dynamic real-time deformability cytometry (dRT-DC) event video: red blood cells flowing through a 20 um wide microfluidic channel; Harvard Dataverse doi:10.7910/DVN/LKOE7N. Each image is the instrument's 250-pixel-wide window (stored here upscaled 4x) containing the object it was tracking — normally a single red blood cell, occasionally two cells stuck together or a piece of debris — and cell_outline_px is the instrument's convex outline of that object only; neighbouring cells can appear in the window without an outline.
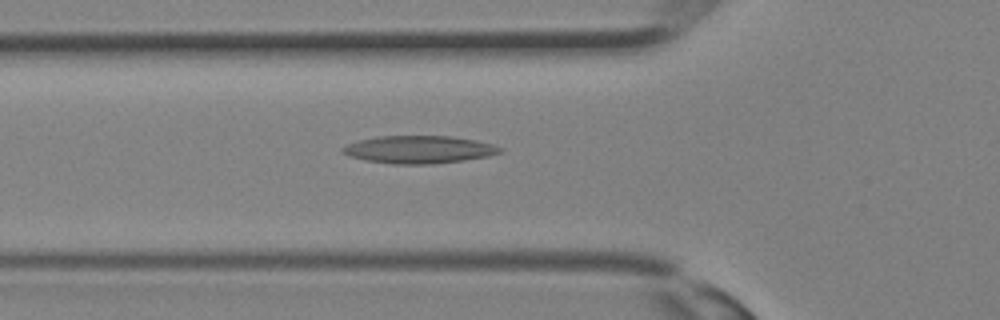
{"species": "Egyptian fruit bat (a non-hibernating species)", "species_latin": "Rousettus aegyptiacus", "temperature_condition": "room temperature", "stored_images_in_passage": 24, "camera_frame_rate_fps": 3000, "um_per_image_px": 0.085, "animal": {"sex": "female"}, "frame": {"image": 1, "passage_image": 3, "time_ms": 0.667, "image_size_px": [1000, 320], "cell_outline_px": [[504, 152], [488, 156], [464, 160], [432, 164], [392, 164], [364, 160], [348, 156], [340, 152], [340, 148], [348, 144], [360, 140], [376, 136], [452, 136], [476, 140], [492, 144], [504, 148]], "centroid_in_image_um": [35.61, 12.71], "position_along_channel_um": 90.2, "area_um2": 25.61}}
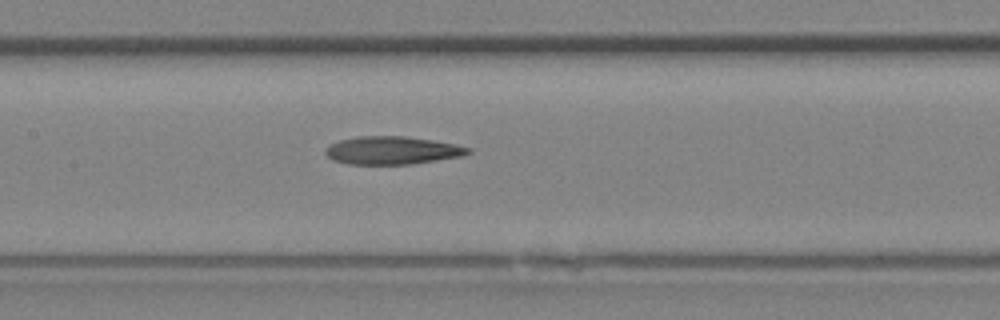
{"frame": {"image": 2, "passage_image": 7, "time_ms": 2.0, "image_size_px": [1000, 320], "cell_outline_px": [[472, 152], [464, 156], [412, 164], [348, 164], [332, 160], [324, 152], [324, 148], [340, 140], [356, 136], [404, 136], [432, 140], [456, 144], [472, 148]], "centroid_in_image_um": [33.36, 12.78], "position_along_channel_um": 174.0, "area_um2": 23.41}}
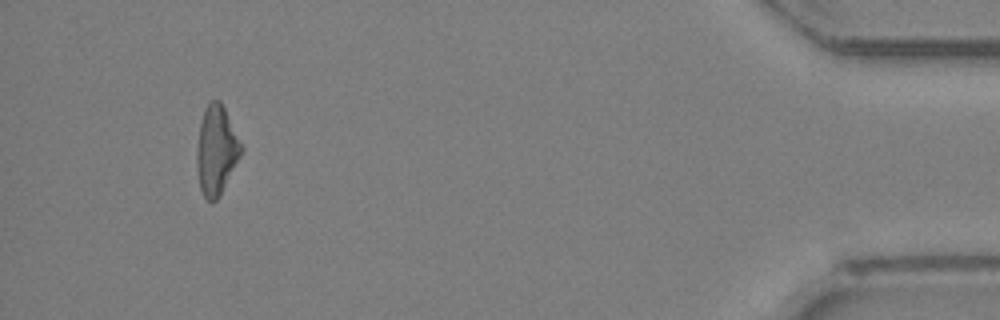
{"frame": {"image": 3, "passage_image": 22, "time_ms": 7.0, "image_size_px": [1000, 320], "cell_outline_px": [[244, 148], [220, 196], [212, 204], [204, 196], [200, 188], [196, 164], [196, 148], [200, 124], [204, 108], [212, 100], [220, 100], [244, 144]], "centroid_in_image_um": [18.4, 12.76], "position_along_channel_um": 416.8, "area_um2": 23.35}}